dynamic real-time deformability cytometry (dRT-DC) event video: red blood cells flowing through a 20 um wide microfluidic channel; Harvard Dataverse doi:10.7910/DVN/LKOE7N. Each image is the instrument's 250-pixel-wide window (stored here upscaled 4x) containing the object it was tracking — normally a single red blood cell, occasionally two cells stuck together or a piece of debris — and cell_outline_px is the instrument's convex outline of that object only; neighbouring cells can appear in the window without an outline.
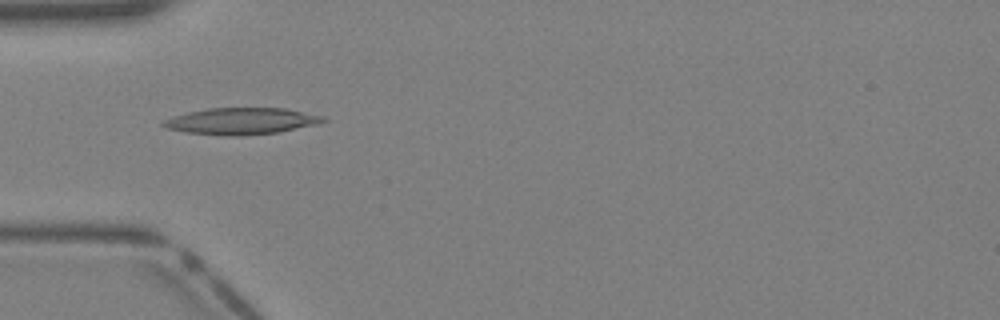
{"species": "Egyptian fruit bat (a non-hibernating species)", "species_latin": "Rousettus aegyptiacus", "temperature_condition": "warm", "stored_images_in_passage": 40, "camera_frame_rate_fps": 3000, "um_per_image_px": 0.085, "animal": {"sex": "female"}, "frame": {"image": 1, "passage_image": 13, "time_ms": 4.0, "image_size_px": [1000, 320], "cell_outline_px": [[328, 120], [316, 124], [276, 132], [240, 136], [228, 136], [188, 132], [168, 128], [160, 124], [164, 120], [188, 112], [208, 108], [284, 108], [324, 116]], "centroid_in_image_um": [20.53, 10.29], "position_along_channel_um": 64.5, "area_um2": 24.39}}
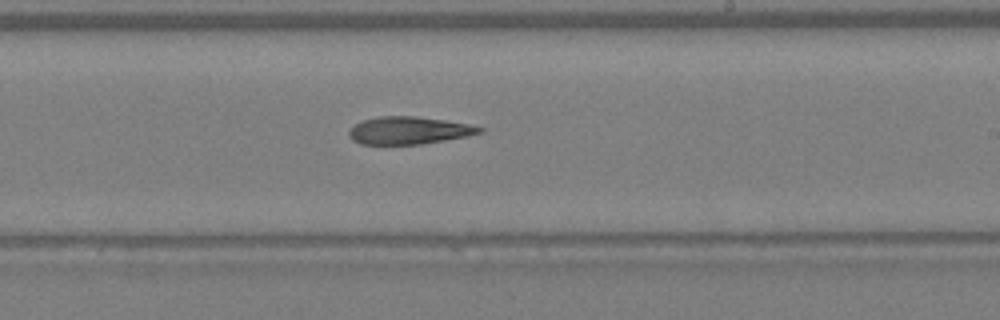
{"frame": {"image": 2, "passage_image": 24, "time_ms": 7.667, "image_size_px": [1000, 320], "cell_outline_px": [[484, 132], [444, 140], [420, 144], [360, 144], [352, 140], [348, 136], [348, 132], [356, 124], [364, 120], [380, 116], [416, 116], [444, 120], [468, 124], [484, 128]], "centroid_in_image_um": [34.73, 11.09], "position_along_channel_um": 254.3, "area_um2": 20.69}}
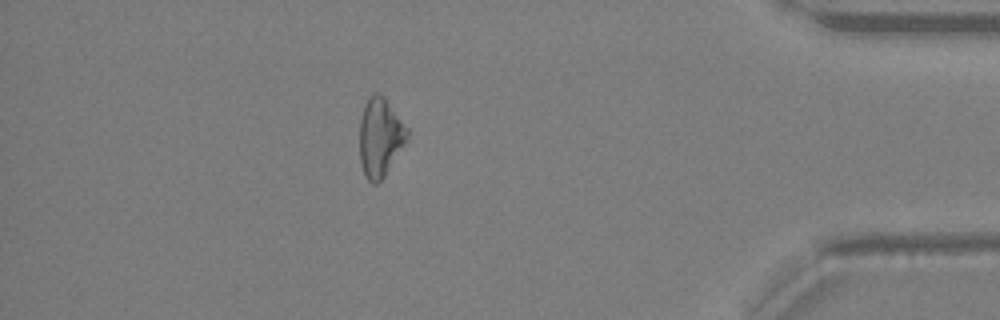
{"frame": {"image": 3, "passage_image": 35, "time_ms": 11.333, "image_size_px": [1000, 320], "cell_outline_px": [[408, 140], [384, 176], [376, 184], [372, 184], [368, 180], [364, 172], [360, 160], [360, 120], [364, 104], [376, 92], [380, 92], [384, 96], [408, 128]], "centroid_in_image_um": [32.32, 11.66], "position_along_channel_um": 402.9, "area_um2": 21.73}}